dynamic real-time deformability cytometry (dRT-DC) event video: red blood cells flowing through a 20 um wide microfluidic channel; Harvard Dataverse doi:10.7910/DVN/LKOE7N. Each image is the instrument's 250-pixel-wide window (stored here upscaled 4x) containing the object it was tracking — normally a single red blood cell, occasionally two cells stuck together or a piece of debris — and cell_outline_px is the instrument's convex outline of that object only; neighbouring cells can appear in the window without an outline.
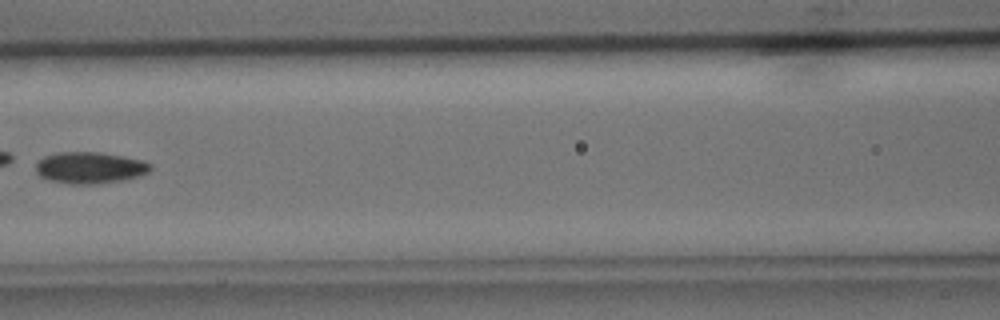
{"species": "common noctule bat (a hibernating species)", "species_latin": "Nyctalus noctula", "temperature_condition": "cold", "stored_images_in_passage": 6, "camera_frame_rate_fps": 3000, "um_per_image_px": 0.085, "animal": {"sex": "male", "body_mass_g": 15.6}, "frame": {"image": 1, "passage_image": 5, "time_ms": 4.667, "image_size_px": [1000, 320], "cell_outline_px": [[152, 168], [148, 172], [140, 176], [120, 180], [96, 184], [68, 184], [52, 180], [40, 176], [36, 172], [36, 164], [44, 156], [56, 152], [100, 152], [124, 156], [144, 160], [152, 164]], "centroid_in_image_um": [7.66, 14.24], "position_along_channel_um": 158.9, "area_um2": 21.15}}
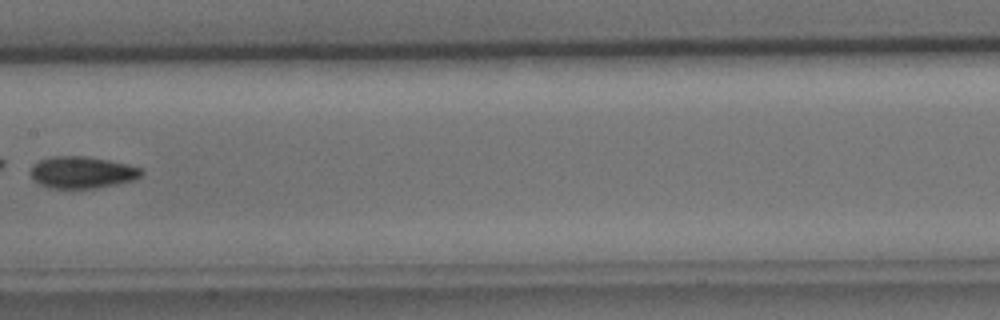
{"frame": {"image": 2, "passage_image": 6, "time_ms": 5.667, "image_size_px": [1000, 320], "cell_outline_px": [[144, 172], [140, 176], [132, 180], [116, 184], [96, 188], [48, 188], [32, 180], [32, 164], [40, 160], [52, 156], [84, 156], [108, 160], [140, 168]], "centroid_in_image_um": [6.94, 14.65], "position_along_channel_um": 200.5, "area_um2": 20.35}}